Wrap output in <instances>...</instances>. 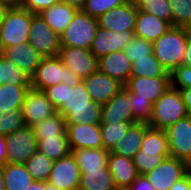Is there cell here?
<instances>
[{"instance_id": "cell-1", "label": "cell", "mask_w": 191, "mask_h": 190, "mask_svg": "<svg viewBox=\"0 0 191 190\" xmlns=\"http://www.w3.org/2000/svg\"><path fill=\"white\" fill-rule=\"evenodd\" d=\"M48 100L66 124H100L102 105L91 100L84 84L80 82L74 87L64 83L43 90Z\"/></svg>"}, {"instance_id": "cell-2", "label": "cell", "mask_w": 191, "mask_h": 190, "mask_svg": "<svg viewBox=\"0 0 191 190\" xmlns=\"http://www.w3.org/2000/svg\"><path fill=\"white\" fill-rule=\"evenodd\" d=\"M189 34L179 26H171L160 38L153 42V53L163 67L171 73L183 64Z\"/></svg>"}, {"instance_id": "cell-3", "label": "cell", "mask_w": 191, "mask_h": 190, "mask_svg": "<svg viewBox=\"0 0 191 190\" xmlns=\"http://www.w3.org/2000/svg\"><path fill=\"white\" fill-rule=\"evenodd\" d=\"M80 82L82 81L62 64L58 56L43 57L36 71L31 76V88L40 91L59 83L74 87Z\"/></svg>"}, {"instance_id": "cell-4", "label": "cell", "mask_w": 191, "mask_h": 190, "mask_svg": "<svg viewBox=\"0 0 191 190\" xmlns=\"http://www.w3.org/2000/svg\"><path fill=\"white\" fill-rule=\"evenodd\" d=\"M187 116L185 103L180 91L170 87L153 104L149 126L166 130L178 120Z\"/></svg>"}, {"instance_id": "cell-5", "label": "cell", "mask_w": 191, "mask_h": 190, "mask_svg": "<svg viewBox=\"0 0 191 190\" xmlns=\"http://www.w3.org/2000/svg\"><path fill=\"white\" fill-rule=\"evenodd\" d=\"M32 13L21 7L9 8L0 26V40L4 48L29 42Z\"/></svg>"}, {"instance_id": "cell-6", "label": "cell", "mask_w": 191, "mask_h": 190, "mask_svg": "<svg viewBox=\"0 0 191 190\" xmlns=\"http://www.w3.org/2000/svg\"><path fill=\"white\" fill-rule=\"evenodd\" d=\"M96 18L78 10L71 23L60 34L61 46H72L90 50L98 29Z\"/></svg>"}, {"instance_id": "cell-7", "label": "cell", "mask_w": 191, "mask_h": 190, "mask_svg": "<svg viewBox=\"0 0 191 190\" xmlns=\"http://www.w3.org/2000/svg\"><path fill=\"white\" fill-rule=\"evenodd\" d=\"M29 44L43 57H55L61 49L60 35L56 33L40 14L32 13Z\"/></svg>"}, {"instance_id": "cell-8", "label": "cell", "mask_w": 191, "mask_h": 190, "mask_svg": "<svg viewBox=\"0 0 191 190\" xmlns=\"http://www.w3.org/2000/svg\"><path fill=\"white\" fill-rule=\"evenodd\" d=\"M5 139L7 163L24 164L37 151L38 140L32 126L25 125Z\"/></svg>"}, {"instance_id": "cell-9", "label": "cell", "mask_w": 191, "mask_h": 190, "mask_svg": "<svg viewBox=\"0 0 191 190\" xmlns=\"http://www.w3.org/2000/svg\"><path fill=\"white\" fill-rule=\"evenodd\" d=\"M190 172L189 164L175 157L165 158L160 165L145 174L155 190H170L175 182Z\"/></svg>"}, {"instance_id": "cell-10", "label": "cell", "mask_w": 191, "mask_h": 190, "mask_svg": "<svg viewBox=\"0 0 191 190\" xmlns=\"http://www.w3.org/2000/svg\"><path fill=\"white\" fill-rule=\"evenodd\" d=\"M58 57L81 81L98 69L97 58L90 50L61 46Z\"/></svg>"}, {"instance_id": "cell-11", "label": "cell", "mask_w": 191, "mask_h": 190, "mask_svg": "<svg viewBox=\"0 0 191 190\" xmlns=\"http://www.w3.org/2000/svg\"><path fill=\"white\" fill-rule=\"evenodd\" d=\"M169 153L171 157L191 161V117L178 120L166 130Z\"/></svg>"}, {"instance_id": "cell-12", "label": "cell", "mask_w": 191, "mask_h": 190, "mask_svg": "<svg viewBox=\"0 0 191 190\" xmlns=\"http://www.w3.org/2000/svg\"><path fill=\"white\" fill-rule=\"evenodd\" d=\"M129 99L147 100L152 105L171 87L170 78L130 77L124 84Z\"/></svg>"}, {"instance_id": "cell-13", "label": "cell", "mask_w": 191, "mask_h": 190, "mask_svg": "<svg viewBox=\"0 0 191 190\" xmlns=\"http://www.w3.org/2000/svg\"><path fill=\"white\" fill-rule=\"evenodd\" d=\"M138 6L128 0L97 18L98 26L113 32L134 31Z\"/></svg>"}, {"instance_id": "cell-14", "label": "cell", "mask_w": 191, "mask_h": 190, "mask_svg": "<svg viewBox=\"0 0 191 190\" xmlns=\"http://www.w3.org/2000/svg\"><path fill=\"white\" fill-rule=\"evenodd\" d=\"M21 111L27 126H33L57 113L45 93L33 88L27 91Z\"/></svg>"}, {"instance_id": "cell-15", "label": "cell", "mask_w": 191, "mask_h": 190, "mask_svg": "<svg viewBox=\"0 0 191 190\" xmlns=\"http://www.w3.org/2000/svg\"><path fill=\"white\" fill-rule=\"evenodd\" d=\"M91 100L97 104H106L123 88V84L98 69L90 76L82 80Z\"/></svg>"}, {"instance_id": "cell-16", "label": "cell", "mask_w": 191, "mask_h": 190, "mask_svg": "<svg viewBox=\"0 0 191 190\" xmlns=\"http://www.w3.org/2000/svg\"><path fill=\"white\" fill-rule=\"evenodd\" d=\"M81 173L72 154L54 161L47 182L60 190H78Z\"/></svg>"}, {"instance_id": "cell-17", "label": "cell", "mask_w": 191, "mask_h": 190, "mask_svg": "<svg viewBox=\"0 0 191 190\" xmlns=\"http://www.w3.org/2000/svg\"><path fill=\"white\" fill-rule=\"evenodd\" d=\"M134 38V31L113 32L98 27L90 51L97 59L111 52L123 50Z\"/></svg>"}, {"instance_id": "cell-18", "label": "cell", "mask_w": 191, "mask_h": 190, "mask_svg": "<svg viewBox=\"0 0 191 190\" xmlns=\"http://www.w3.org/2000/svg\"><path fill=\"white\" fill-rule=\"evenodd\" d=\"M66 133L71 149L103 148L100 124H67Z\"/></svg>"}, {"instance_id": "cell-19", "label": "cell", "mask_w": 191, "mask_h": 190, "mask_svg": "<svg viewBox=\"0 0 191 190\" xmlns=\"http://www.w3.org/2000/svg\"><path fill=\"white\" fill-rule=\"evenodd\" d=\"M129 91L123 86L115 96L102 105L101 123L133 122Z\"/></svg>"}, {"instance_id": "cell-20", "label": "cell", "mask_w": 191, "mask_h": 190, "mask_svg": "<svg viewBox=\"0 0 191 190\" xmlns=\"http://www.w3.org/2000/svg\"><path fill=\"white\" fill-rule=\"evenodd\" d=\"M3 57L11 61L30 77L34 74L43 58L29 42L18 43L17 45L4 48Z\"/></svg>"}, {"instance_id": "cell-21", "label": "cell", "mask_w": 191, "mask_h": 190, "mask_svg": "<svg viewBox=\"0 0 191 190\" xmlns=\"http://www.w3.org/2000/svg\"><path fill=\"white\" fill-rule=\"evenodd\" d=\"M97 61L100 72L117 79L123 85L131 77V61L123 50L111 52L100 57Z\"/></svg>"}, {"instance_id": "cell-22", "label": "cell", "mask_w": 191, "mask_h": 190, "mask_svg": "<svg viewBox=\"0 0 191 190\" xmlns=\"http://www.w3.org/2000/svg\"><path fill=\"white\" fill-rule=\"evenodd\" d=\"M170 27L171 25L168 22L159 19L157 16L138 10L134 36L154 42L165 34Z\"/></svg>"}, {"instance_id": "cell-23", "label": "cell", "mask_w": 191, "mask_h": 190, "mask_svg": "<svg viewBox=\"0 0 191 190\" xmlns=\"http://www.w3.org/2000/svg\"><path fill=\"white\" fill-rule=\"evenodd\" d=\"M107 166L115 186L130 187L139 175L133 159L110 151Z\"/></svg>"}, {"instance_id": "cell-24", "label": "cell", "mask_w": 191, "mask_h": 190, "mask_svg": "<svg viewBox=\"0 0 191 190\" xmlns=\"http://www.w3.org/2000/svg\"><path fill=\"white\" fill-rule=\"evenodd\" d=\"M149 127L148 124L134 123L110 152L133 159L140 151V145Z\"/></svg>"}, {"instance_id": "cell-25", "label": "cell", "mask_w": 191, "mask_h": 190, "mask_svg": "<svg viewBox=\"0 0 191 190\" xmlns=\"http://www.w3.org/2000/svg\"><path fill=\"white\" fill-rule=\"evenodd\" d=\"M77 8L61 1L39 13L45 22L59 35L71 23Z\"/></svg>"}, {"instance_id": "cell-26", "label": "cell", "mask_w": 191, "mask_h": 190, "mask_svg": "<svg viewBox=\"0 0 191 190\" xmlns=\"http://www.w3.org/2000/svg\"><path fill=\"white\" fill-rule=\"evenodd\" d=\"M71 154L79 167L80 173L107 167L109 151L104 148L71 149Z\"/></svg>"}, {"instance_id": "cell-27", "label": "cell", "mask_w": 191, "mask_h": 190, "mask_svg": "<svg viewBox=\"0 0 191 190\" xmlns=\"http://www.w3.org/2000/svg\"><path fill=\"white\" fill-rule=\"evenodd\" d=\"M31 86H15L10 84L0 85V113L5 115L6 113L15 112L17 109H21L26 93Z\"/></svg>"}, {"instance_id": "cell-28", "label": "cell", "mask_w": 191, "mask_h": 190, "mask_svg": "<svg viewBox=\"0 0 191 190\" xmlns=\"http://www.w3.org/2000/svg\"><path fill=\"white\" fill-rule=\"evenodd\" d=\"M5 190H26L34 181L24 164L3 165Z\"/></svg>"}, {"instance_id": "cell-29", "label": "cell", "mask_w": 191, "mask_h": 190, "mask_svg": "<svg viewBox=\"0 0 191 190\" xmlns=\"http://www.w3.org/2000/svg\"><path fill=\"white\" fill-rule=\"evenodd\" d=\"M131 77L170 78V73L152 53L131 62Z\"/></svg>"}, {"instance_id": "cell-30", "label": "cell", "mask_w": 191, "mask_h": 190, "mask_svg": "<svg viewBox=\"0 0 191 190\" xmlns=\"http://www.w3.org/2000/svg\"><path fill=\"white\" fill-rule=\"evenodd\" d=\"M114 188V180L108 166L104 169L81 172L78 190H113Z\"/></svg>"}, {"instance_id": "cell-31", "label": "cell", "mask_w": 191, "mask_h": 190, "mask_svg": "<svg viewBox=\"0 0 191 190\" xmlns=\"http://www.w3.org/2000/svg\"><path fill=\"white\" fill-rule=\"evenodd\" d=\"M32 128L37 140H44L45 137H67V124L59 113L35 123Z\"/></svg>"}, {"instance_id": "cell-32", "label": "cell", "mask_w": 191, "mask_h": 190, "mask_svg": "<svg viewBox=\"0 0 191 190\" xmlns=\"http://www.w3.org/2000/svg\"><path fill=\"white\" fill-rule=\"evenodd\" d=\"M37 151L55 161L71 154L67 137H45L38 140Z\"/></svg>"}, {"instance_id": "cell-33", "label": "cell", "mask_w": 191, "mask_h": 190, "mask_svg": "<svg viewBox=\"0 0 191 190\" xmlns=\"http://www.w3.org/2000/svg\"><path fill=\"white\" fill-rule=\"evenodd\" d=\"M31 86V77L5 57H0V85Z\"/></svg>"}, {"instance_id": "cell-34", "label": "cell", "mask_w": 191, "mask_h": 190, "mask_svg": "<svg viewBox=\"0 0 191 190\" xmlns=\"http://www.w3.org/2000/svg\"><path fill=\"white\" fill-rule=\"evenodd\" d=\"M53 164V160L38 151L24 163L32 178L40 182L48 181Z\"/></svg>"}, {"instance_id": "cell-35", "label": "cell", "mask_w": 191, "mask_h": 190, "mask_svg": "<svg viewBox=\"0 0 191 190\" xmlns=\"http://www.w3.org/2000/svg\"><path fill=\"white\" fill-rule=\"evenodd\" d=\"M134 122L100 123L103 148L111 151L116 143L126 134Z\"/></svg>"}, {"instance_id": "cell-36", "label": "cell", "mask_w": 191, "mask_h": 190, "mask_svg": "<svg viewBox=\"0 0 191 190\" xmlns=\"http://www.w3.org/2000/svg\"><path fill=\"white\" fill-rule=\"evenodd\" d=\"M140 151L150 153H169L165 130L149 127L143 137Z\"/></svg>"}, {"instance_id": "cell-37", "label": "cell", "mask_w": 191, "mask_h": 190, "mask_svg": "<svg viewBox=\"0 0 191 190\" xmlns=\"http://www.w3.org/2000/svg\"><path fill=\"white\" fill-rule=\"evenodd\" d=\"M167 157H170V153H150L139 151L135 154L133 161L138 174L145 175L160 165L161 162Z\"/></svg>"}, {"instance_id": "cell-38", "label": "cell", "mask_w": 191, "mask_h": 190, "mask_svg": "<svg viewBox=\"0 0 191 190\" xmlns=\"http://www.w3.org/2000/svg\"><path fill=\"white\" fill-rule=\"evenodd\" d=\"M137 6L139 11L155 15L172 26V12L168 0H142Z\"/></svg>"}, {"instance_id": "cell-39", "label": "cell", "mask_w": 191, "mask_h": 190, "mask_svg": "<svg viewBox=\"0 0 191 190\" xmlns=\"http://www.w3.org/2000/svg\"><path fill=\"white\" fill-rule=\"evenodd\" d=\"M123 52L131 62L137 61V58L146 57L153 53V42L134 36L125 46Z\"/></svg>"}, {"instance_id": "cell-40", "label": "cell", "mask_w": 191, "mask_h": 190, "mask_svg": "<svg viewBox=\"0 0 191 190\" xmlns=\"http://www.w3.org/2000/svg\"><path fill=\"white\" fill-rule=\"evenodd\" d=\"M128 0H87L81 9L84 13L93 18H99L102 14L118 7Z\"/></svg>"}, {"instance_id": "cell-41", "label": "cell", "mask_w": 191, "mask_h": 190, "mask_svg": "<svg viewBox=\"0 0 191 190\" xmlns=\"http://www.w3.org/2000/svg\"><path fill=\"white\" fill-rule=\"evenodd\" d=\"M172 12V26L183 27L191 17V0H168Z\"/></svg>"}, {"instance_id": "cell-42", "label": "cell", "mask_w": 191, "mask_h": 190, "mask_svg": "<svg viewBox=\"0 0 191 190\" xmlns=\"http://www.w3.org/2000/svg\"><path fill=\"white\" fill-rule=\"evenodd\" d=\"M25 125L21 109L5 115L0 113V136L10 135Z\"/></svg>"}, {"instance_id": "cell-43", "label": "cell", "mask_w": 191, "mask_h": 190, "mask_svg": "<svg viewBox=\"0 0 191 190\" xmlns=\"http://www.w3.org/2000/svg\"><path fill=\"white\" fill-rule=\"evenodd\" d=\"M132 107L133 122L150 124L153 105L147 100L129 99Z\"/></svg>"}, {"instance_id": "cell-44", "label": "cell", "mask_w": 191, "mask_h": 190, "mask_svg": "<svg viewBox=\"0 0 191 190\" xmlns=\"http://www.w3.org/2000/svg\"><path fill=\"white\" fill-rule=\"evenodd\" d=\"M171 87L174 89L191 88V66L180 65L170 73Z\"/></svg>"}, {"instance_id": "cell-45", "label": "cell", "mask_w": 191, "mask_h": 190, "mask_svg": "<svg viewBox=\"0 0 191 190\" xmlns=\"http://www.w3.org/2000/svg\"><path fill=\"white\" fill-rule=\"evenodd\" d=\"M60 0H23L21 8L30 11L33 14H39L44 9L55 5Z\"/></svg>"}, {"instance_id": "cell-46", "label": "cell", "mask_w": 191, "mask_h": 190, "mask_svg": "<svg viewBox=\"0 0 191 190\" xmlns=\"http://www.w3.org/2000/svg\"><path fill=\"white\" fill-rule=\"evenodd\" d=\"M130 190H155L145 175H138L134 182L129 187Z\"/></svg>"}, {"instance_id": "cell-47", "label": "cell", "mask_w": 191, "mask_h": 190, "mask_svg": "<svg viewBox=\"0 0 191 190\" xmlns=\"http://www.w3.org/2000/svg\"><path fill=\"white\" fill-rule=\"evenodd\" d=\"M170 190H191V171L184 178L175 182Z\"/></svg>"}, {"instance_id": "cell-48", "label": "cell", "mask_w": 191, "mask_h": 190, "mask_svg": "<svg viewBox=\"0 0 191 190\" xmlns=\"http://www.w3.org/2000/svg\"><path fill=\"white\" fill-rule=\"evenodd\" d=\"M179 91L185 103L187 115L191 117V88H183L179 89Z\"/></svg>"}, {"instance_id": "cell-49", "label": "cell", "mask_w": 191, "mask_h": 190, "mask_svg": "<svg viewBox=\"0 0 191 190\" xmlns=\"http://www.w3.org/2000/svg\"><path fill=\"white\" fill-rule=\"evenodd\" d=\"M6 139L5 136H0V165L7 163V152H6Z\"/></svg>"}, {"instance_id": "cell-50", "label": "cell", "mask_w": 191, "mask_h": 190, "mask_svg": "<svg viewBox=\"0 0 191 190\" xmlns=\"http://www.w3.org/2000/svg\"><path fill=\"white\" fill-rule=\"evenodd\" d=\"M183 64L187 66H191V36H189L186 51L184 53Z\"/></svg>"}, {"instance_id": "cell-51", "label": "cell", "mask_w": 191, "mask_h": 190, "mask_svg": "<svg viewBox=\"0 0 191 190\" xmlns=\"http://www.w3.org/2000/svg\"><path fill=\"white\" fill-rule=\"evenodd\" d=\"M60 1L65 4L73 6L78 10H81L84 7L87 0H60Z\"/></svg>"}, {"instance_id": "cell-52", "label": "cell", "mask_w": 191, "mask_h": 190, "mask_svg": "<svg viewBox=\"0 0 191 190\" xmlns=\"http://www.w3.org/2000/svg\"><path fill=\"white\" fill-rule=\"evenodd\" d=\"M0 2L8 8H17L21 7L23 0H0Z\"/></svg>"}, {"instance_id": "cell-53", "label": "cell", "mask_w": 191, "mask_h": 190, "mask_svg": "<svg viewBox=\"0 0 191 190\" xmlns=\"http://www.w3.org/2000/svg\"><path fill=\"white\" fill-rule=\"evenodd\" d=\"M26 190H45V182L34 180Z\"/></svg>"}, {"instance_id": "cell-54", "label": "cell", "mask_w": 191, "mask_h": 190, "mask_svg": "<svg viewBox=\"0 0 191 190\" xmlns=\"http://www.w3.org/2000/svg\"><path fill=\"white\" fill-rule=\"evenodd\" d=\"M8 9H9V8H8L6 5H4V4H2V3L0 2V26H1V23L3 22L5 13H6V11H7Z\"/></svg>"}, {"instance_id": "cell-55", "label": "cell", "mask_w": 191, "mask_h": 190, "mask_svg": "<svg viewBox=\"0 0 191 190\" xmlns=\"http://www.w3.org/2000/svg\"><path fill=\"white\" fill-rule=\"evenodd\" d=\"M0 190H5L4 177H3V165H0Z\"/></svg>"}, {"instance_id": "cell-56", "label": "cell", "mask_w": 191, "mask_h": 190, "mask_svg": "<svg viewBox=\"0 0 191 190\" xmlns=\"http://www.w3.org/2000/svg\"><path fill=\"white\" fill-rule=\"evenodd\" d=\"M183 29L191 36V17L186 22V24L183 26Z\"/></svg>"}, {"instance_id": "cell-57", "label": "cell", "mask_w": 191, "mask_h": 190, "mask_svg": "<svg viewBox=\"0 0 191 190\" xmlns=\"http://www.w3.org/2000/svg\"><path fill=\"white\" fill-rule=\"evenodd\" d=\"M45 190H60L58 189L54 184H51L49 182H45Z\"/></svg>"}, {"instance_id": "cell-58", "label": "cell", "mask_w": 191, "mask_h": 190, "mask_svg": "<svg viewBox=\"0 0 191 190\" xmlns=\"http://www.w3.org/2000/svg\"><path fill=\"white\" fill-rule=\"evenodd\" d=\"M113 190H130L129 187H123V186H115Z\"/></svg>"}, {"instance_id": "cell-59", "label": "cell", "mask_w": 191, "mask_h": 190, "mask_svg": "<svg viewBox=\"0 0 191 190\" xmlns=\"http://www.w3.org/2000/svg\"><path fill=\"white\" fill-rule=\"evenodd\" d=\"M3 53H4V47H3L2 42L0 40V57L3 56Z\"/></svg>"}, {"instance_id": "cell-60", "label": "cell", "mask_w": 191, "mask_h": 190, "mask_svg": "<svg viewBox=\"0 0 191 190\" xmlns=\"http://www.w3.org/2000/svg\"><path fill=\"white\" fill-rule=\"evenodd\" d=\"M142 0H132L133 3H135L136 5Z\"/></svg>"}, {"instance_id": "cell-61", "label": "cell", "mask_w": 191, "mask_h": 190, "mask_svg": "<svg viewBox=\"0 0 191 190\" xmlns=\"http://www.w3.org/2000/svg\"><path fill=\"white\" fill-rule=\"evenodd\" d=\"M188 164H189V169H190V171H191V161H190Z\"/></svg>"}]
</instances>
